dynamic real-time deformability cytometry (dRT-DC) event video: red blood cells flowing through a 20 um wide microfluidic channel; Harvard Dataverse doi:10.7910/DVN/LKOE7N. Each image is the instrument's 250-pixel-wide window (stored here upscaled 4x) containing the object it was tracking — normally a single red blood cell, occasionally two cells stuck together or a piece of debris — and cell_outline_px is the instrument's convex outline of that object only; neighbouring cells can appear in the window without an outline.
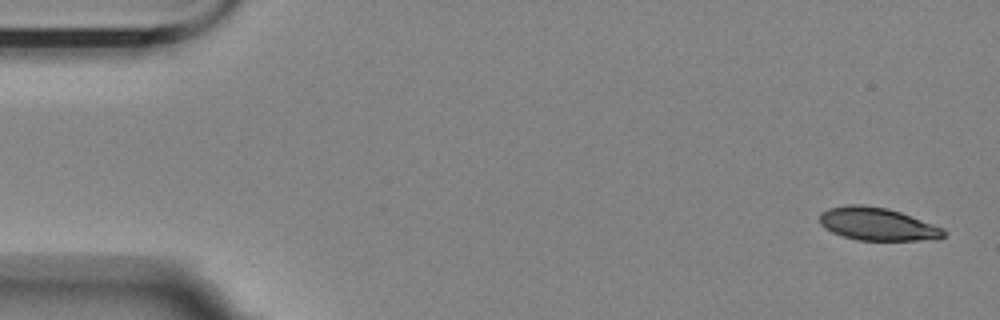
{"species": "Egyptian fruit bat (a non-hibernating species)", "species_latin": "Rousettus aegyptiacus", "temperature_condition": "room temperature", "stored_images_in_passage": 6, "camera_frame_rate_fps": 3000, "um_per_image_px": 0.085, "animal": {"sex": "female"}, "frame": {"image": 1, "passage_image": 1, "time_ms": 0.0, "image_size_px": [1000, 320], "cell_outline_px": [[948, 232], [944, 236], [936, 240], [860, 240], [844, 236], [832, 232], [824, 228], [820, 224], [820, 212], [828, 208], [848, 204], [860, 204], [888, 208], [900, 212], [944, 228]], "centroid_in_image_um": [74.59, 19.04], "position_along_channel_um": 10.4, "area_um2": 23.87}}
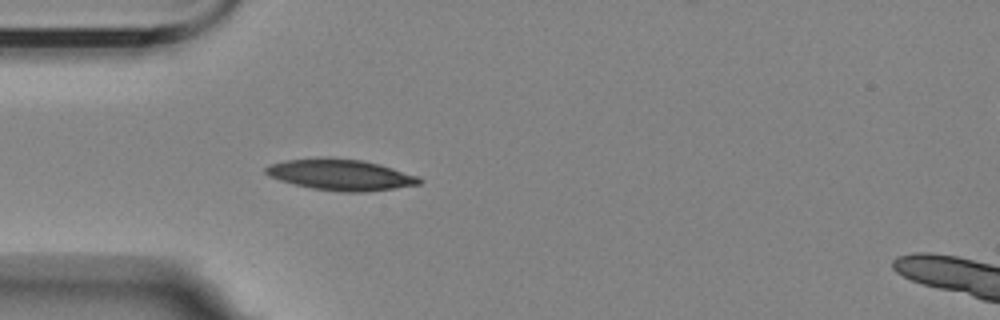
{"frame": {"image": 2, "passage_image": 5, "time_ms": 4.667, "image_size_px": [1000, 320], "cell_outline_px": [[424, 180], [420, 184], [364, 192], [340, 192], [312, 188], [280, 180], [268, 176], [264, 172], [264, 168], [272, 164], [284, 160], [316, 156], [320, 156], [360, 160], [376, 164], [416, 176]], "centroid_in_image_um": [28.86, 14.84], "position_along_channel_um": 56.1, "area_um2": 27.57}}